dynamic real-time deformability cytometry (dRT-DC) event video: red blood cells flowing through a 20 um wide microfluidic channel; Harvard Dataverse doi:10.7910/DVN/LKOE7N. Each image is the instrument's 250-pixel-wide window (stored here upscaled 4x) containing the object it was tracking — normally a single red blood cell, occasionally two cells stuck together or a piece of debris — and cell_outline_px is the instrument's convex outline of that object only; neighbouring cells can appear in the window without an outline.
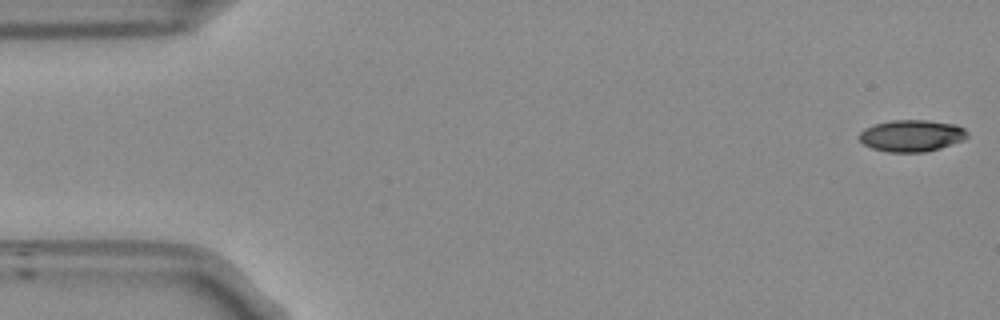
{"species": "Egyptian fruit bat (a non-hibernating species)", "species_latin": "Rousettus aegyptiacus", "temperature_condition": "room temperature", "stored_images_in_passage": 12, "camera_frame_rate_fps": 3000, "um_per_image_px": 0.085, "frame": {"image": 1, "passage_image": 1, "time_ms": 0.0, "image_size_px": [1000, 320], "cell_outline_px": [[968, 136], [964, 140], [940, 148], [924, 152], [888, 152], [872, 148], [864, 144], [860, 140], [860, 132], [864, 128], [876, 124], [892, 120], [928, 120], [956, 124], [964, 128], [968, 132]], "centroid_in_image_um": [77.52, 11.53], "position_along_channel_um": 7.5, "area_um2": 20.0}}